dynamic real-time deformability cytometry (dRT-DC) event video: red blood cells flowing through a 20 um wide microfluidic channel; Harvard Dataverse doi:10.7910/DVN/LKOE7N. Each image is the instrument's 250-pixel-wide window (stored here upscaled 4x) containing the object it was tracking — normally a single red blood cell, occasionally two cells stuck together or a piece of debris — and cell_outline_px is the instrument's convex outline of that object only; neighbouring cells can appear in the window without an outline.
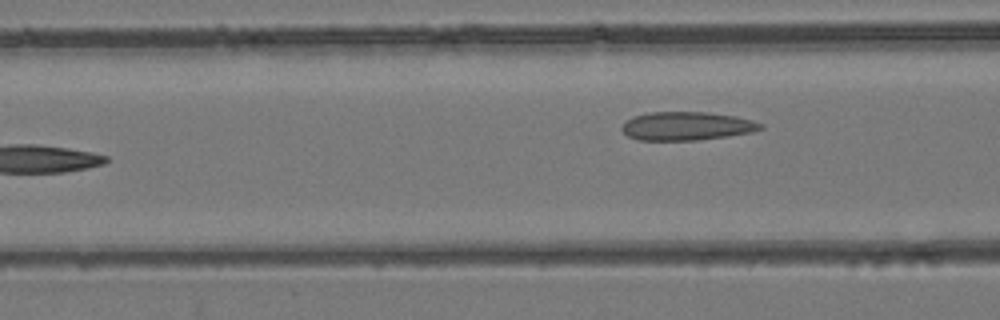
{"species": "common noctule bat (a hibernating species)", "species_latin": "Nyctalus noctula", "temperature_condition": "room temperature", "stored_images_in_passage": 8, "camera_frame_rate_fps": 3000, "um_per_image_px": 0.085, "animal": {"sex": "female", "body_mass_g": 24.6, "forearm_length_mm": 56.2}, "frame": {"image": 1, "passage_image": 6, "time_ms": 5.667, "image_size_px": [1000, 320], "cell_outline_px": [[764, 128], [752, 132], [728, 136], [696, 140], [640, 140], [628, 136], [620, 128], [632, 116], [648, 112], [708, 112], [736, 116], [752, 120], [764, 124]], "centroid_in_image_um": [58.39, 10.71], "position_along_channel_um": 108.2, "area_um2": 23.06}}
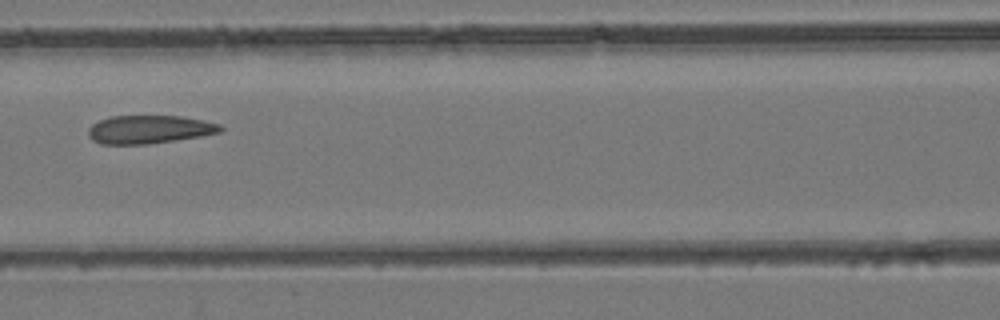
{"frame": {"image": 2, "passage_image": 7, "time_ms": 6.667, "image_size_px": [1000, 320], "cell_outline_px": [[224, 128], [220, 132], [200, 136], [148, 144], [100, 144], [92, 140], [88, 136], [88, 128], [92, 124], [100, 120], [112, 116], [180, 116], [204, 120], [220, 124]], "centroid_in_image_um": [12.67, 11.0], "position_along_channel_um": 153.9, "area_um2": 21.73}}
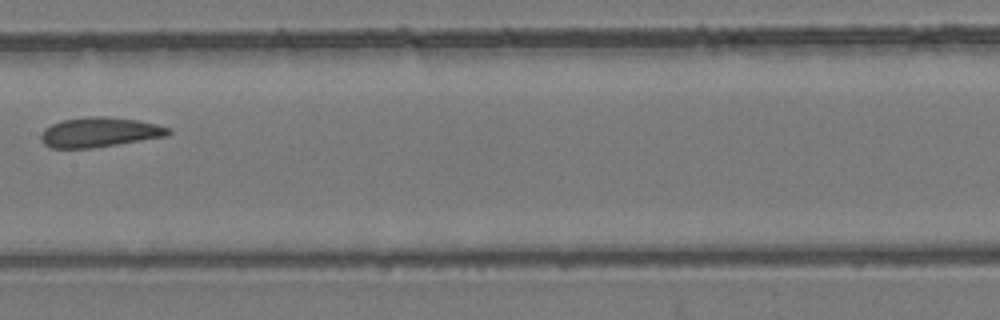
{"frame": {"image": 3, "passage_image": 8, "time_ms": 7.667, "image_size_px": [1000, 320], "cell_outline_px": [[172, 132], [168, 136], [92, 148], [52, 148], [44, 144], [40, 140], [40, 136], [44, 128], [52, 124], [64, 120], [88, 116], [108, 116], [140, 120], [156, 124], [168, 128]], "centroid_in_image_um": [8.46, 11.23], "position_along_channel_um": 198.9, "area_um2": 22.2}}